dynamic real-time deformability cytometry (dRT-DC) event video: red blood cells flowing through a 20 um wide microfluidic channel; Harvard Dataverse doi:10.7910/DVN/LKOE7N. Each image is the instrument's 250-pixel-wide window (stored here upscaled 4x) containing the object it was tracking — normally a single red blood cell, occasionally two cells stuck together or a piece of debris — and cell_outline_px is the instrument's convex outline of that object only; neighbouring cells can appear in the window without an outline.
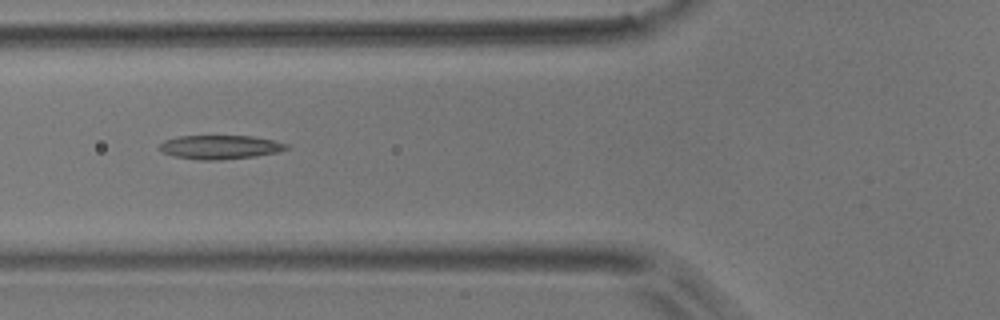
{"species": "common noctule bat (a hibernating species)", "species_latin": "Nyctalus noctula", "temperature_condition": "room temperature", "stored_images_in_passage": 13, "camera_frame_rate_fps": 3000, "um_per_image_px": 0.085, "animal": {"sex": "male", "body_mass_g": 17.9}, "frame": {"image": 1, "passage_image": 3, "time_ms": 2.333, "image_size_px": [1000, 320], "cell_outline_px": [[288, 148], [280, 152], [256, 156], [220, 160], [196, 160], [172, 156], [164, 152], [160, 148], [160, 144], [164, 140], [180, 136], [252, 136], [272, 140], [288, 144]], "centroid_in_image_um": [18.72, 12.51], "position_along_channel_um": 107.1, "area_um2": 17.69}}
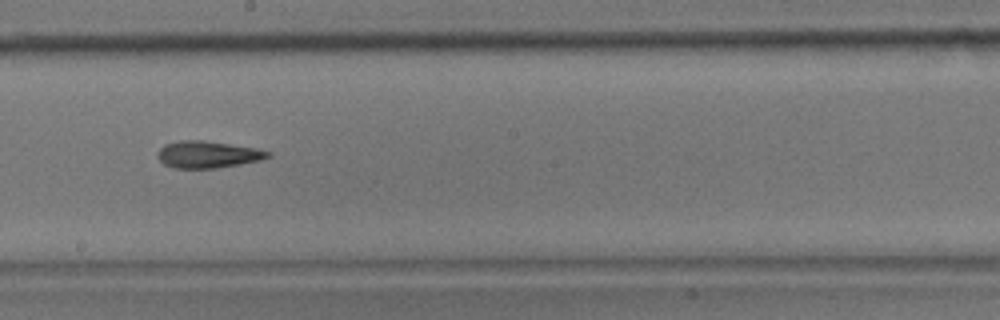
{"frame": {"image": 2, "passage_image": 6, "time_ms": 5.667, "image_size_px": [1000, 320], "cell_outline_px": [[272, 156], [260, 160], [240, 164], [216, 168], [172, 168], [164, 164], [156, 156], [156, 152], [164, 144], [180, 140], [204, 140], [256, 148], [272, 152]], "centroid_in_image_um": [17.64, 13.13], "position_along_channel_um": 230.6, "area_um2": 17.46}}
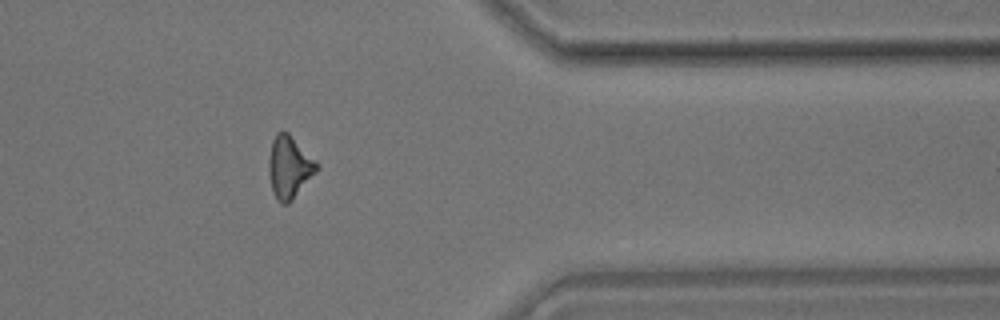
{"frame": {"image": 3, "passage_image": 10, "time_ms": 10.333, "image_size_px": [1000, 320], "cell_outline_px": [[320, 168], [292, 200], [288, 204], [280, 204], [276, 200], [272, 192], [268, 168], [268, 160], [272, 140], [276, 132], [288, 132], [316, 160]], "centroid_in_image_um": [24.58, 14.22], "position_along_channel_um": 386.8, "area_um2": 17.57}, "authors_computed_cell_mechanics": {"area_um2": 17.34, "velocity_mm_per_s": 3.6963, "shape_relaxation_time_tau1_ms": null, "shape_relaxation_time_tau2_ms": 5.8127, "deformation_change_tau1": null, "deformation_change_tau2": 0.1509}}